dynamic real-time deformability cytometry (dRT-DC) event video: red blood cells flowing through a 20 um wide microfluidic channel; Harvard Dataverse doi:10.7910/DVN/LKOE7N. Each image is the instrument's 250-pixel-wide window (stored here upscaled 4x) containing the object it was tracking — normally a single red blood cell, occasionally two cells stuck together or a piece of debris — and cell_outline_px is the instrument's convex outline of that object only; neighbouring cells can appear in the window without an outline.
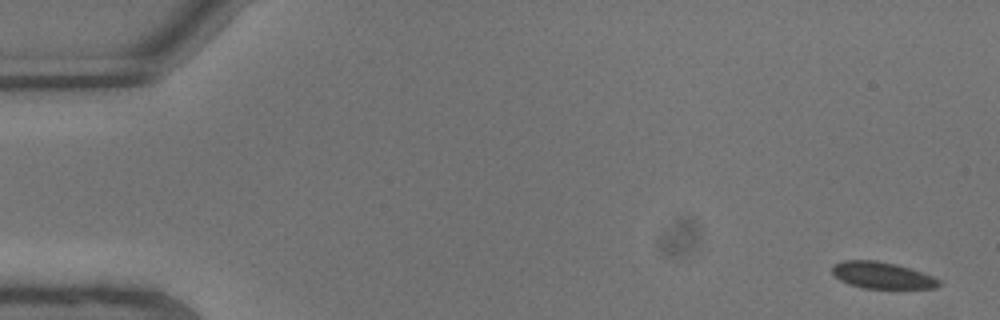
{"species": "common noctule bat (a hibernating species)", "species_latin": "Nyctalus noctula", "temperature_condition": "warm", "stored_images_in_passage": 9, "camera_frame_rate_fps": 3000, "um_per_image_px": 0.085, "animal": {"sex": "male", "body_mass_g": 13.3}, "frame": {"image": 1, "passage_image": 1, "time_ms": 0.0, "image_size_px": [1000, 320], "cell_outline_px": [[940, 284], [936, 288], [864, 288], [848, 284], [840, 280], [832, 272], [832, 264], [844, 260], [876, 260], [896, 264], [932, 276], [940, 280]], "centroid_in_image_um": [74.93, 23.39], "position_along_channel_um": 10.1, "area_um2": 16.42}}
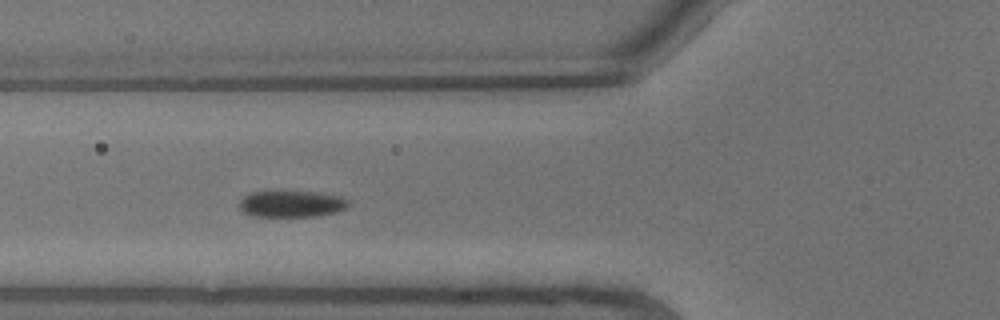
{"frame": {"image": 2, "passage_image": 8, "time_ms": 2.333, "image_size_px": [1000, 320], "cell_outline_px": [[348, 208], [336, 212], [320, 216], [252, 216], [240, 212], [236, 204], [248, 192], [272, 188], [280, 188], [320, 192], [340, 196], [348, 200]], "centroid_in_image_um": [24.68, 17.27], "position_along_channel_um": 101.1, "area_um2": 18.26}}
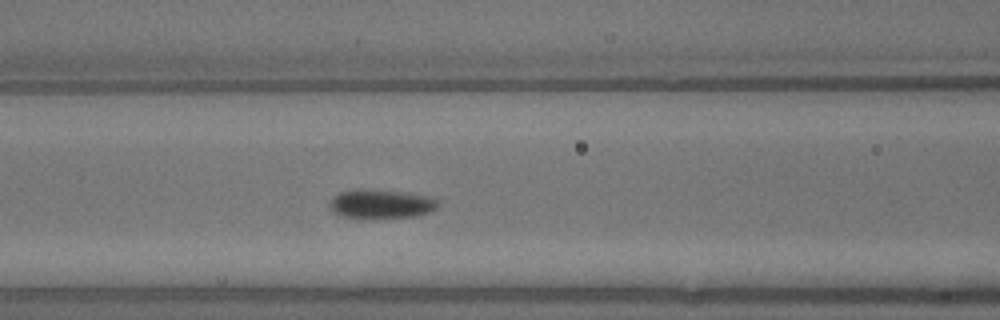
{"frame": {"image": 3, "passage_image": 9, "time_ms": 2.667, "image_size_px": [1000, 320], "cell_outline_px": [[440, 204], [432, 212], [416, 216], [360, 220], [340, 216], [332, 212], [328, 204], [332, 196], [340, 192], [356, 188], [372, 188], [432, 196], [440, 200]], "centroid_in_image_um": [32.36, 17.34], "position_along_channel_um": 134.2, "area_um2": 19.48}}